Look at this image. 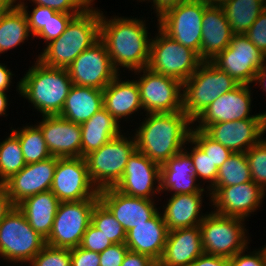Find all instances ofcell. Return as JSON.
Wrapping results in <instances>:
<instances>
[{
    "label": "cell",
    "instance_id": "obj_19",
    "mask_svg": "<svg viewBox=\"0 0 266 266\" xmlns=\"http://www.w3.org/2000/svg\"><path fill=\"white\" fill-rule=\"evenodd\" d=\"M250 89L248 84H239L233 90L219 96L193 121L198 122L196 129L204 130L208 125L219 122L253 119L256 115L250 116Z\"/></svg>",
    "mask_w": 266,
    "mask_h": 266
},
{
    "label": "cell",
    "instance_id": "obj_26",
    "mask_svg": "<svg viewBox=\"0 0 266 266\" xmlns=\"http://www.w3.org/2000/svg\"><path fill=\"white\" fill-rule=\"evenodd\" d=\"M191 156L184 150L172 156L160 165V191H172L175 194L203 193L193 168Z\"/></svg>",
    "mask_w": 266,
    "mask_h": 266
},
{
    "label": "cell",
    "instance_id": "obj_43",
    "mask_svg": "<svg viewBox=\"0 0 266 266\" xmlns=\"http://www.w3.org/2000/svg\"><path fill=\"white\" fill-rule=\"evenodd\" d=\"M17 1V0H16ZM25 1V0H23ZM30 1V0H29ZM33 4L62 13H82L94 0H31Z\"/></svg>",
    "mask_w": 266,
    "mask_h": 266
},
{
    "label": "cell",
    "instance_id": "obj_27",
    "mask_svg": "<svg viewBox=\"0 0 266 266\" xmlns=\"http://www.w3.org/2000/svg\"><path fill=\"white\" fill-rule=\"evenodd\" d=\"M118 74L103 89V107L118 121L143 109L136 80L122 81ZM122 81V82H121Z\"/></svg>",
    "mask_w": 266,
    "mask_h": 266
},
{
    "label": "cell",
    "instance_id": "obj_54",
    "mask_svg": "<svg viewBox=\"0 0 266 266\" xmlns=\"http://www.w3.org/2000/svg\"><path fill=\"white\" fill-rule=\"evenodd\" d=\"M12 72L8 69L4 64L0 63V91L6 92L9 89L11 80H12Z\"/></svg>",
    "mask_w": 266,
    "mask_h": 266
},
{
    "label": "cell",
    "instance_id": "obj_31",
    "mask_svg": "<svg viewBox=\"0 0 266 266\" xmlns=\"http://www.w3.org/2000/svg\"><path fill=\"white\" fill-rule=\"evenodd\" d=\"M102 108L103 90L73 84L60 116L81 125Z\"/></svg>",
    "mask_w": 266,
    "mask_h": 266
},
{
    "label": "cell",
    "instance_id": "obj_56",
    "mask_svg": "<svg viewBox=\"0 0 266 266\" xmlns=\"http://www.w3.org/2000/svg\"><path fill=\"white\" fill-rule=\"evenodd\" d=\"M8 105V98L6 95V92H1L0 91V116H7L6 115V109Z\"/></svg>",
    "mask_w": 266,
    "mask_h": 266
},
{
    "label": "cell",
    "instance_id": "obj_40",
    "mask_svg": "<svg viewBox=\"0 0 266 266\" xmlns=\"http://www.w3.org/2000/svg\"><path fill=\"white\" fill-rule=\"evenodd\" d=\"M191 145H195L192 147V150L189 149L191 152L189 153L186 149H184L192 158L193 160V168L196 171V177L202 180H208L210 182L209 186L207 187L210 191L215 186V181L217 178L218 167L213 164L212 160L207 156L203 150L194 143L191 139L187 141Z\"/></svg>",
    "mask_w": 266,
    "mask_h": 266
},
{
    "label": "cell",
    "instance_id": "obj_5",
    "mask_svg": "<svg viewBox=\"0 0 266 266\" xmlns=\"http://www.w3.org/2000/svg\"><path fill=\"white\" fill-rule=\"evenodd\" d=\"M238 85L233 77L211 61H203L183 83V111L194 121L214 100Z\"/></svg>",
    "mask_w": 266,
    "mask_h": 266
},
{
    "label": "cell",
    "instance_id": "obj_14",
    "mask_svg": "<svg viewBox=\"0 0 266 266\" xmlns=\"http://www.w3.org/2000/svg\"><path fill=\"white\" fill-rule=\"evenodd\" d=\"M265 56L245 34H233L230 44L211 62L239 84H252Z\"/></svg>",
    "mask_w": 266,
    "mask_h": 266
},
{
    "label": "cell",
    "instance_id": "obj_34",
    "mask_svg": "<svg viewBox=\"0 0 266 266\" xmlns=\"http://www.w3.org/2000/svg\"><path fill=\"white\" fill-rule=\"evenodd\" d=\"M18 137L26 164L37 163L52 157L41 129L37 125L12 129Z\"/></svg>",
    "mask_w": 266,
    "mask_h": 266
},
{
    "label": "cell",
    "instance_id": "obj_52",
    "mask_svg": "<svg viewBox=\"0 0 266 266\" xmlns=\"http://www.w3.org/2000/svg\"><path fill=\"white\" fill-rule=\"evenodd\" d=\"M147 1V0H146ZM149 2H153V9L157 13L156 17L159 18L164 12L169 10L170 8H173L182 2L188 1V0H148Z\"/></svg>",
    "mask_w": 266,
    "mask_h": 266
},
{
    "label": "cell",
    "instance_id": "obj_17",
    "mask_svg": "<svg viewBox=\"0 0 266 266\" xmlns=\"http://www.w3.org/2000/svg\"><path fill=\"white\" fill-rule=\"evenodd\" d=\"M203 131L233 153H245L263 139L261 136L266 131V111L257 113L253 119L210 124Z\"/></svg>",
    "mask_w": 266,
    "mask_h": 266
},
{
    "label": "cell",
    "instance_id": "obj_51",
    "mask_svg": "<svg viewBox=\"0 0 266 266\" xmlns=\"http://www.w3.org/2000/svg\"><path fill=\"white\" fill-rule=\"evenodd\" d=\"M190 266H231L230 259L215 255H200Z\"/></svg>",
    "mask_w": 266,
    "mask_h": 266
},
{
    "label": "cell",
    "instance_id": "obj_50",
    "mask_svg": "<svg viewBox=\"0 0 266 266\" xmlns=\"http://www.w3.org/2000/svg\"><path fill=\"white\" fill-rule=\"evenodd\" d=\"M157 264L147 255L128 251L121 266H155Z\"/></svg>",
    "mask_w": 266,
    "mask_h": 266
},
{
    "label": "cell",
    "instance_id": "obj_23",
    "mask_svg": "<svg viewBox=\"0 0 266 266\" xmlns=\"http://www.w3.org/2000/svg\"><path fill=\"white\" fill-rule=\"evenodd\" d=\"M168 228L159 211L149 220L126 232L129 251L149 256L158 263L167 241Z\"/></svg>",
    "mask_w": 266,
    "mask_h": 266
},
{
    "label": "cell",
    "instance_id": "obj_10",
    "mask_svg": "<svg viewBox=\"0 0 266 266\" xmlns=\"http://www.w3.org/2000/svg\"><path fill=\"white\" fill-rule=\"evenodd\" d=\"M99 199L60 202L53 227L45 243L60 248L80 246L83 234L91 223V215Z\"/></svg>",
    "mask_w": 266,
    "mask_h": 266
},
{
    "label": "cell",
    "instance_id": "obj_28",
    "mask_svg": "<svg viewBox=\"0 0 266 266\" xmlns=\"http://www.w3.org/2000/svg\"><path fill=\"white\" fill-rule=\"evenodd\" d=\"M203 196V193L172 195L162 212L168 230L199 226L206 215L200 214Z\"/></svg>",
    "mask_w": 266,
    "mask_h": 266
},
{
    "label": "cell",
    "instance_id": "obj_53",
    "mask_svg": "<svg viewBox=\"0 0 266 266\" xmlns=\"http://www.w3.org/2000/svg\"><path fill=\"white\" fill-rule=\"evenodd\" d=\"M14 207L4 184H0V222Z\"/></svg>",
    "mask_w": 266,
    "mask_h": 266
},
{
    "label": "cell",
    "instance_id": "obj_9",
    "mask_svg": "<svg viewBox=\"0 0 266 266\" xmlns=\"http://www.w3.org/2000/svg\"><path fill=\"white\" fill-rule=\"evenodd\" d=\"M158 34L151 38L148 68L184 83L203 62L199 55L178 43L157 26Z\"/></svg>",
    "mask_w": 266,
    "mask_h": 266
},
{
    "label": "cell",
    "instance_id": "obj_13",
    "mask_svg": "<svg viewBox=\"0 0 266 266\" xmlns=\"http://www.w3.org/2000/svg\"><path fill=\"white\" fill-rule=\"evenodd\" d=\"M50 190L60 202L99 199L83 157L58 158Z\"/></svg>",
    "mask_w": 266,
    "mask_h": 266
},
{
    "label": "cell",
    "instance_id": "obj_7",
    "mask_svg": "<svg viewBox=\"0 0 266 266\" xmlns=\"http://www.w3.org/2000/svg\"><path fill=\"white\" fill-rule=\"evenodd\" d=\"M136 149L135 136L127 138L121 134L88 154L85 159L93 185L98 190L114 187L121 180L128 158Z\"/></svg>",
    "mask_w": 266,
    "mask_h": 266
},
{
    "label": "cell",
    "instance_id": "obj_42",
    "mask_svg": "<svg viewBox=\"0 0 266 266\" xmlns=\"http://www.w3.org/2000/svg\"><path fill=\"white\" fill-rule=\"evenodd\" d=\"M81 13L49 12V20L46 26L36 35L43 38L46 45L57 39L66 29L70 20Z\"/></svg>",
    "mask_w": 266,
    "mask_h": 266
},
{
    "label": "cell",
    "instance_id": "obj_11",
    "mask_svg": "<svg viewBox=\"0 0 266 266\" xmlns=\"http://www.w3.org/2000/svg\"><path fill=\"white\" fill-rule=\"evenodd\" d=\"M208 5L198 0L182 2L164 12L157 19V25L169 37L200 57L202 17Z\"/></svg>",
    "mask_w": 266,
    "mask_h": 266
},
{
    "label": "cell",
    "instance_id": "obj_48",
    "mask_svg": "<svg viewBox=\"0 0 266 266\" xmlns=\"http://www.w3.org/2000/svg\"><path fill=\"white\" fill-rule=\"evenodd\" d=\"M128 251L129 249L125 243H113L99 253L100 266H121Z\"/></svg>",
    "mask_w": 266,
    "mask_h": 266
},
{
    "label": "cell",
    "instance_id": "obj_24",
    "mask_svg": "<svg viewBox=\"0 0 266 266\" xmlns=\"http://www.w3.org/2000/svg\"><path fill=\"white\" fill-rule=\"evenodd\" d=\"M204 253L199 226L168 232L159 266H190Z\"/></svg>",
    "mask_w": 266,
    "mask_h": 266
},
{
    "label": "cell",
    "instance_id": "obj_20",
    "mask_svg": "<svg viewBox=\"0 0 266 266\" xmlns=\"http://www.w3.org/2000/svg\"><path fill=\"white\" fill-rule=\"evenodd\" d=\"M59 157H50L37 163L26 164L4 185L14 206L35 194L49 191Z\"/></svg>",
    "mask_w": 266,
    "mask_h": 266
},
{
    "label": "cell",
    "instance_id": "obj_41",
    "mask_svg": "<svg viewBox=\"0 0 266 266\" xmlns=\"http://www.w3.org/2000/svg\"><path fill=\"white\" fill-rule=\"evenodd\" d=\"M30 266H71V249L45 244Z\"/></svg>",
    "mask_w": 266,
    "mask_h": 266
},
{
    "label": "cell",
    "instance_id": "obj_35",
    "mask_svg": "<svg viewBox=\"0 0 266 266\" xmlns=\"http://www.w3.org/2000/svg\"><path fill=\"white\" fill-rule=\"evenodd\" d=\"M252 181L244 152H235L218 168L214 187H228Z\"/></svg>",
    "mask_w": 266,
    "mask_h": 266
},
{
    "label": "cell",
    "instance_id": "obj_32",
    "mask_svg": "<svg viewBox=\"0 0 266 266\" xmlns=\"http://www.w3.org/2000/svg\"><path fill=\"white\" fill-rule=\"evenodd\" d=\"M30 35L27 17L16 2L0 14V54L25 43Z\"/></svg>",
    "mask_w": 266,
    "mask_h": 266
},
{
    "label": "cell",
    "instance_id": "obj_33",
    "mask_svg": "<svg viewBox=\"0 0 266 266\" xmlns=\"http://www.w3.org/2000/svg\"><path fill=\"white\" fill-rule=\"evenodd\" d=\"M220 5L233 34H245L266 8L263 0H225Z\"/></svg>",
    "mask_w": 266,
    "mask_h": 266
},
{
    "label": "cell",
    "instance_id": "obj_12",
    "mask_svg": "<svg viewBox=\"0 0 266 266\" xmlns=\"http://www.w3.org/2000/svg\"><path fill=\"white\" fill-rule=\"evenodd\" d=\"M133 72H143L136 82L147 114L183 110V83L180 80L153 72L148 67Z\"/></svg>",
    "mask_w": 266,
    "mask_h": 266
},
{
    "label": "cell",
    "instance_id": "obj_39",
    "mask_svg": "<svg viewBox=\"0 0 266 266\" xmlns=\"http://www.w3.org/2000/svg\"><path fill=\"white\" fill-rule=\"evenodd\" d=\"M252 181L266 192V139L253 145L245 152Z\"/></svg>",
    "mask_w": 266,
    "mask_h": 266
},
{
    "label": "cell",
    "instance_id": "obj_8",
    "mask_svg": "<svg viewBox=\"0 0 266 266\" xmlns=\"http://www.w3.org/2000/svg\"><path fill=\"white\" fill-rule=\"evenodd\" d=\"M244 221L212 211L206 214L199 225L204 253L231 259L236 253L248 249Z\"/></svg>",
    "mask_w": 266,
    "mask_h": 266
},
{
    "label": "cell",
    "instance_id": "obj_46",
    "mask_svg": "<svg viewBox=\"0 0 266 266\" xmlns=\"http://www.w3.org/2000/svg\"><path fill=\"white\" fill-rule=\"evenodd\" d=\"M245 35L266 57V8L260 13Z\"/></svg>",
    "mask_w": 266,
    "mask_h": 266
},
{
    "label": "cell",
    "instance_id": "obj_25",
    "mask_svg": "<svg viewBox=\"0 0 266 266\" xmlns=\"http://www.w3.org/2000/svg\"><path fill=\"white\" fill-rule=\"evenodd\" d=\"M233 32L221 5L209 4L202 17L200 59L211 61L231 42Z\"/></svg>",
    "mask_w": 266,
    "mask_h": 266
},
{
    "label": "cell",
    "instance_id": "obj_1",
    "mask_svg": "<svg viewBox=\"0 0 266 266\" xmlns=\"http://www.w3.org/2000/svg\"><path fill=\"white\" fill-rule=\"evenodd\" d=\"M102 12L100 40L105 44L114 68L118 72L120 67L130 71L147 68L151 39L145 20L118 16L107 19Z\"/></svg>",
    "mask_w": 266,
    "mask_h": 266
},
{
    "label": "cell",
    "instance_id": "obj_57",
    "mask_svg": "<svg viewBox=\"0 0 266 266\" xmlns=\"http://www.w3.org/2000/svg\"><path fill=\"white\" fill-rule=\"evenodd\" d=\"M15 2L16 0H0V14L11 7Z\"/></svg>",
    "mask_w": 266,
    "mask_h": 266
},
{
    "label": "cell",
    "instance_id": "obj_58",
    "mask_svg": "<svg viewBox=\"0 0 266 266\" xmlns=\"http://www.w3.org/2000/svg\"><path fill=\"white\" fill-rule=\"evenodd\" d=\"M201 1L203 3H207V4H215V5H220L222 4L225 0H198Z\"/></svg>",
    "mask_w": 266,
    "mask_h": 266
},
{
    "label": "cell",
    "instance_id": "obj_49",
    "mask_svg": "<svg viewBox=\"0 0 266 266\" xmlns=\"http://www.w3.org/2000/svg\"><path fill=\"white\" fill-rule=\"evenodd\" d=\"M71 266H100L99 253L80 246L71 249Z\"/></svg>",
    "mask_w": 266,
    "mask_h": 266
},
{
    "label": "cell",
    "instance_id": "obj_4",
    "mask_svg": "<svg viewBox=\"0 0 266 266\" xmlns=\"http://www.w3.org/2000/svg\"><path fill=\"white\" fill-rule=\"evenodd\" d=\"M74 16L65 31L44 47L38 60L49 67L68 68L86 49L100 39L101 11L92 7Z\"/></svg>",
    "mask_w": 266,
    "mask_h": 266
},
{
    "label": "cell",
    "instance_id": "obj_22",
    "mask_svg": "<svg viewBox=\"0 0 266 266\" xmlns=\"http://www.w3.org/2000/svg\"><path fill=\"white\" fill-rule=\"evenodd\" d=\"M37 125L53 157H81V127L60 115L42 116Z\"/></svg>",
    "mask_w": 266,
    "mask_h": 266
},
{
    "label": "cell",
    "instance_id": "obj_47",
    "mask_svg": "<svg viewBox=\"0 0 266 266\" xmlns=\"http://www.w3.org/2000/svg\"><path fill=\"white\" fill-rule=\"evenodd\" d=\"M246 249L236 253L230 259L231 266H266V244L258 251L245 254Z\"/></svg>",
    "mask_w": 266,
    "mask_h": 266
},
{
    "label": "cell",
    "instance_id": "obj_29",
    "mask_svg": "<svg viewBox=\"0 0 266 266\" xmlns=\"http://www.w3.org/2000/svg\"><path fill=\"white\" fill-rule=\"evenodd\" d=\"M60 201L51 190L28 197L17 205L29 225L45 240L53 227Z\"/></svg>",
    "mask_w": 266,
    "mask_h": 266
},
{
    "label": "cell",
    "instance_id": "obj_45",
    "mask_svg": "<svg viewBox=\"0 0 266 266\" xmlns=\"http://www.w3.org/2000/svg\"><path fill=\"white\" fill-rule=\"evenodd\" d=\"M112 244L113 242L108 237H106L101 230L90 223L85 233L83 234L80 247L85 250H91L96 253H101Z\"/></svg>",
    "mask_w": 266,
    "mask_h": 266
},
{
    "label": "cell",
    "instance_id": "obj_21",
    "mask_svg": "<svg viewBox=\"0 0 266 266\" xmlns=\"http://www.w3.org/2000/svg\"><path fill=\"white\" fill-rule=\"evenodd\" d=\"M98 196L126 232L151 219L159 211L154 203L155 200L127 196L114 187L99 190Z\"/></svg>",
    "mask_w": 266,
    "mask_h": 266
},
{
    "label": "cell",
    "instance_id": "obj_16",
    "mask_svg": "<svg viewBox=\"0 0 266 266\" xmlns=\"http://www.w3.org/2000/svg\"><path fill=\"white\" fill-rule=\"evenodd\" d=\"M208 193L214 213L242 219H247L258 210L265 197V191L253 181L235 186L213 187Z\"/></svg>",
    "mask_w": 266,
    "mask_h": 266
},
{
    "label": "cell",
    "instance_id": "obj_55",
    "mask_svg": "<svg viewBox=\"0 0 266 266\" xmlns=\"http://www.w3.org/2000/svg\"><path fill=\"white\" fill-rule=\"evenodd\" d=\"M254 82L256 84H257V82H259L260 85H262L263 91L266 92V58L262 64V66L257 71Z\"/></svg>",
    "mask_w": 266,
    "mask_h": 266
},
{
    "label": "cell",
    "instance_id": "obj_30",
    "mask_svg": "<svg viewBox=\"0 0 266 266\" xmlns=\"http://www.w3.org/2000/svg\"><path fill=\"white\" fill-rule=\"evenodd\" d=\"M119 122L103 107L81 127V157L98 150L102 145L121 135Z\"/></svg>",
    "mask_w": 266,
    "mask_h": 266
},
{
    "label": "cell",
    "instance_id": "obj_18",
    "mask_svg": "<svg viewBox=\"0 0 266 266\" xmlns=\"http://www.w3.org/2000/svg\"><path fill=\"white\" fill-rule=\"evenodd\" d=\"M114 188L127 196L153 200L152 196L160 193V165L136 149L128 158L121 180Z\"/></svg>",
    "mask_w": 266,
    "mask_h": 266
},
{
    "label": "cell",
    "instance_id": "obj_3",
    "mask_svg": "<svg viewBox=\"0 0 266 266\" xmlns=\"http://www.w3.org/2000/svg\"><path fill=\"white\" fill-rule=\"evenodd\" d=\"M72 85L67 68L49 67L36 59L18 82L17 91L42 116L60 115Z\"/></svg>",
    "mask_w": 266,
    "mask_h": 266
},
{
    "label": "cell",
    "instance_id": "obj_15",
    "mask_svg": "<svg viewBox=\"0 0 266 266\" xmlns=\"http://www.w3.org/2000/svg\"><path fill=\"white\" fill-rule=\"evenodd\" d=\"M74 85L103 90L119 72L114 68L105 44L99 39L67 68Z\"/></svg>",
    "mask_w": 266,
    "mask_h": 266
},
{
    "label": "cell",
    "instance_id": "obj_6",
    "mask_svg": "<svg viewBox=\"0 0 266 266\" xmlns=\"http://www.w3.org/2000/svg\"><path fill=\"white\" fill-rule=\"evenodd\" d=\"M45 239L27 222L14 206L0 222V258L14 263H30L42 250Z\"/></svg>",
    "mask_w": 266,
    "mask_h": 266
},
{
    "label": "cell",
    "instance_id": "obj_36",
    "mask_svg": "<svg viewBox=\"0 0 266 266\" xmlns=\"http://www.w3.org/2000/svg\"><path fill=\"white\" fill-rule=\"evenodd\" d=\"M26 165L18 137L11 134L0 142V184H4Z\"/></svg>",
    "mask_w": 266,
    "mask_h": 266
},
{
    "label": "cell",
    "instance_id": "obj_2",
    "mask_svg": "<svg viewBox=\"0 0 266 266\" xmlns=\"http://www.w3.org/2000/svg\"><path fill=\"white\" fill-rule=\"evenodd\" d=\"M145 116L135 131L136 148L153 162L162 165L185 149L194 123L183 110L146 113Z\"/></svg>",
    "mask_w": 266,
    "mask_h": 266
},
{
    "label": "cell",
    "instance_id": "obj_44",
    "mask_svg": "<svg viewBox=\"0 0 266 266\" xmlns=\"http://www.w3.org/2000/svg\"><path fill=\"white\" fill-rule=\"evenodd\" d=\"M20 2V3H19ZM17 4L23 9L27 20L30 32L35 38L36 35L46 26L47 21L49 20V12H56L52 8L43 7L35 5L34 9L31 11L27 10V5L23 0H20Z\"/></svg>",
    "mask_w": 266,
    "mask_h": 266
},
{
    "label": "cell",
    "instance_id": "obj_38",
    "mask_svg": "<svg viewBox=\"0 0 266 266\" xmlns=\"http://www.w3.org/2000/svg\"><path fill=\"white\" fill-rule=\"evenodd\" d=\"M192 126L190 139L196 143L203 152L209 156L218 168L232 155V151L221 143L209 137L203 130Z\"/></svg>",
    "mask_w": 266,
    "mask_h": 266
},
{
    "label": "cell",
    "instance_id": "obj_37",
    "mask_svg": "<svg viewBox=\"0 0 266 266\" xmlns=\"http://www.w3.org/2000/svg\"><path fill=\"white\" fill-rule=\"evenodd\" d=\"M91 223L113 243H125L126 231L112 212L99 200L92 211Z\"/></svg>",
    "mask_w": 266,
    "mask_h": 266
}]
</instances>
